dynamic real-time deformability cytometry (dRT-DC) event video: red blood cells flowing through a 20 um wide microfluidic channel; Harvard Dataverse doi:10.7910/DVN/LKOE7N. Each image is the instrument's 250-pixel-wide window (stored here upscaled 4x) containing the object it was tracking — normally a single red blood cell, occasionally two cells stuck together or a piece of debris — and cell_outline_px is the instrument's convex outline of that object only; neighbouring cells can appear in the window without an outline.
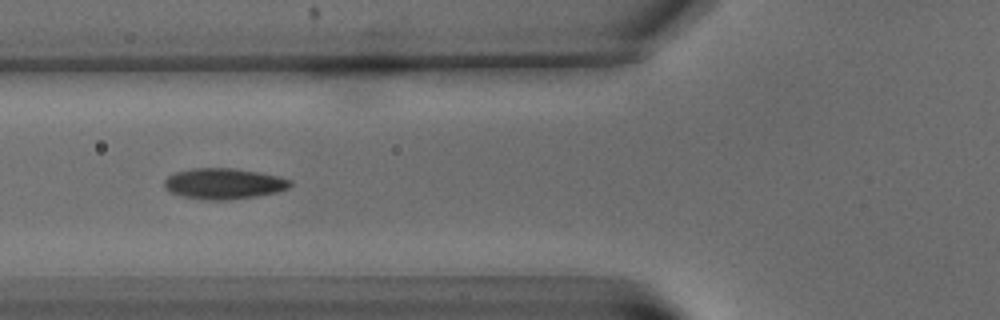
{"species": "common noctule bat (a hibernating species)", "species_latin": "Nyctalus noctula", "temperature_condition": "warm", "stored_images_in_passage": 5, "camera_frame_rate_fps": 3000, "um_per_image_px": 0.085, "animal": {"sex": "male", "body_mass_g": 15.6}, "frame": {"image": 1, "passage_image": 2, "time_ms": 1.0, "image_size_px": [1000, 320], "cell_outline_px": [[292, 184], [288, 188], [276, 192], [256, 196], [224, 200], [212, 200], [184, 196], [172, 192], [164, 188], [164, 180], [168, 176], [176, 172], [192, 168], [232, 168], [280, 176], [292, 180]], "centroid_in_image_um": [19.03, 15.6], "position_along_channel_um": 106.8, "area_um2": 22.37}}
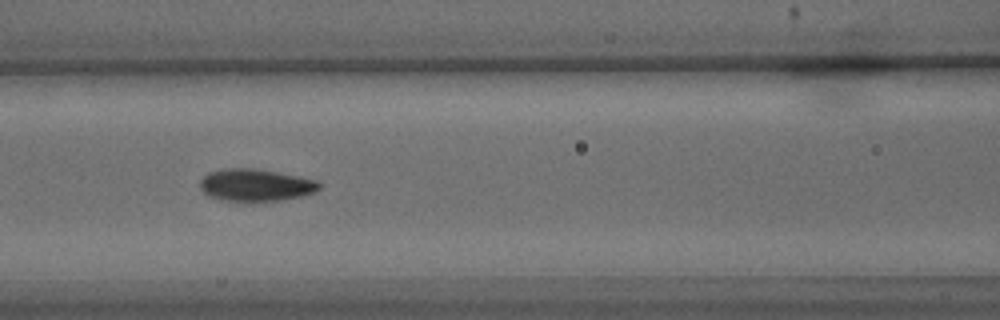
{"frame": {"image": 2, "passage_image": 3, "time_ms": 2.333, "image_size_px": [1000, 320], "cell_outline_px": [[320, 188], [316, 192], [300, 196], [280, 200], [224, 200], [208, 196], [200, 188], [200, 180], [208, 172], [224, 168], [256, 168], [300, 176], [316, 180], [320, 184]], "centroid_in_image_um": [21.72, 15.7], "position_along_channel_um": 144.9, "area_um2": 22.25}}
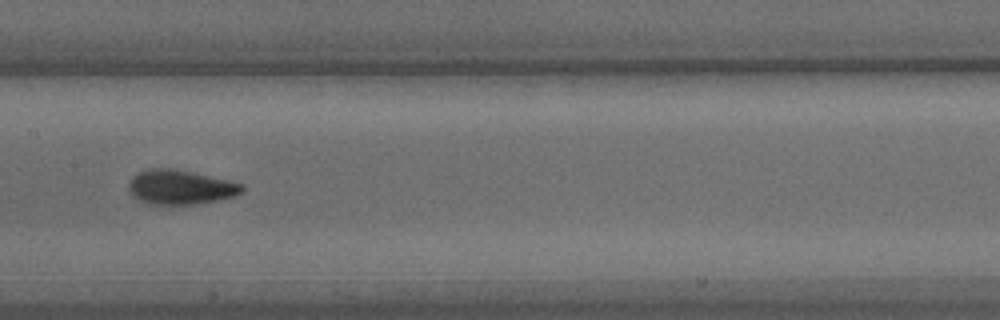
{"frame": {"image": 3, "passage_image": 4, "time_ms": 4.0, "image_size_px": [1000, 320], "cell_outline_px": [[244, 192], [236, 196], [216, 200], [192, 204], [152, 204], [140, 200], [128, 188], [128, 184], [132, 176], [148, 168], [172, 168], [192, 172], [228, 180], [244, 184]], "centroid_in_image_um": [15.37, 15.89], "position_along_channel_um": 192.0, "area_um2": 22.54}}